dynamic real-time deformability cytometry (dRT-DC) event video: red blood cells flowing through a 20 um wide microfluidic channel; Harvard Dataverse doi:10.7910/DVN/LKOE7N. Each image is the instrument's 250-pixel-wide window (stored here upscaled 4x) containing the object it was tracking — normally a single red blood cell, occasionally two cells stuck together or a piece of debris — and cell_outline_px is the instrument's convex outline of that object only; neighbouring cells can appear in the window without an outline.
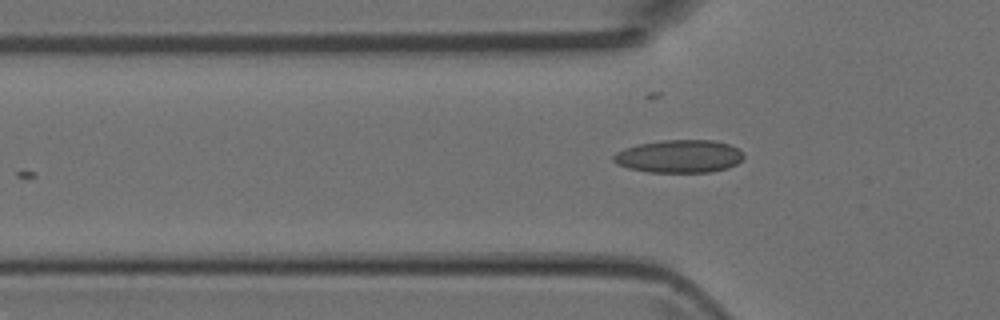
{"species": "Egyptian fruit bat (a non-hibernating species)", "species_latin": "Rousettus aegyptiacus", "temperature_condition": "room temperature", "stored_images_in_passage": 5, "camera_frame_rate_fps": 3000, "um_per_image_px": 0.085, "animal": {"sex": "female"}, "frame": {"image": 1, "passage_image": 5, "time_ms": 4.667, "image_size_px": [1000, 320], "cell_outline_px": [[744, 156], [736, 164], [728, 168], [712, 172], [648, 172], [628, 168], [616, 164], [612, 160], [612, 156], [616, 152], [624, 148], [636, 144], [660, 140], [712, 140], [728, 144], [744, 152]], "centroid_in_image_um": [57.7, 13.28], "position_along_channel_um": 68.1, "area_um2": 25.14}}